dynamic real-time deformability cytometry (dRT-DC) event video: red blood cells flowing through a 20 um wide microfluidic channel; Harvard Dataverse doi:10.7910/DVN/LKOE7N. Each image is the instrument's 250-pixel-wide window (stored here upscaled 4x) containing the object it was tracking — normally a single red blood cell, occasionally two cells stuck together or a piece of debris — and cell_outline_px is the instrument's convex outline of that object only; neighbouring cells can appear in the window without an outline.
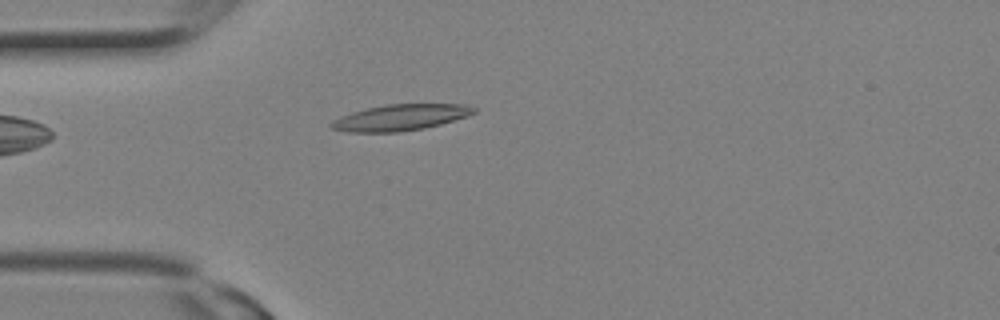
{"species": "Egyptian fruit bat (a non-hibernating species)", "species_latin": "Rousettus aegyptiacus", "temperature_condition": "room temperature", "stored_images_in_passage": 1, "camera_frame_rate_fps": 3000, "um_per_image_px": 0.085, "animal": {"sex": "female"}, "frame": {"image": 1, "passage_image": 1, "time_ms": 0.0, "image_size_px": [1000, 320], "cell_outline_px": [[476, 112], [468, 116], [440, 124], [424, 128], [400, 132], [348, 132], [332, 128], [328, 124], [332, 120], [340, 116], [352, 112], [384, 104], [464, 104], [476, 108]], "centroid_in_image_um": [34.02, 9.98], "position_along_channel_um": 51.0, "area_um2": 21.73}}